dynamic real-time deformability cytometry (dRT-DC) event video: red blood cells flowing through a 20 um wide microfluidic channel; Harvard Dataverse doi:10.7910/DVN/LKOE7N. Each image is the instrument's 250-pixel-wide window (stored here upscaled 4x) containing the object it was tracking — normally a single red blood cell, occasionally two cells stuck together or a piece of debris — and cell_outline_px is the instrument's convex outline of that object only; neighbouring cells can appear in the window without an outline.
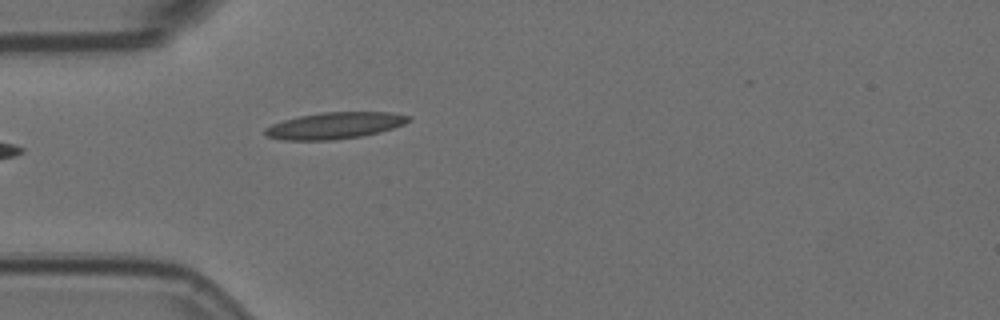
{"species": "Egyptian fruit bat (a non-hibernating species)", "species_latin": "Rousettus aegyptiacus", "temperature_condition": "room temperature", "stored_images_in_passage": 8, "camera_frame_rate_fps": 3000, "um_per_image_px": 0.085, "animal": {"sex": "female"}, "frame": {"image": 1, "passage_image": 1, "time_ms": 0.0, "image_size_px": [1000, 320], "cell_outline_px": [[412, 116], [404, 124], [380, 132], [360, 136], [332, 140], [280, 140], [268, 136], [264, 132], [264, 128], [272, 124], [284, 120], [300, 116], [324, 112], [388, 112]], "centroid_in_image_um": [28.43, 10.67], "position_along_channel_um": 56.6, "area_um2": 22.02}}